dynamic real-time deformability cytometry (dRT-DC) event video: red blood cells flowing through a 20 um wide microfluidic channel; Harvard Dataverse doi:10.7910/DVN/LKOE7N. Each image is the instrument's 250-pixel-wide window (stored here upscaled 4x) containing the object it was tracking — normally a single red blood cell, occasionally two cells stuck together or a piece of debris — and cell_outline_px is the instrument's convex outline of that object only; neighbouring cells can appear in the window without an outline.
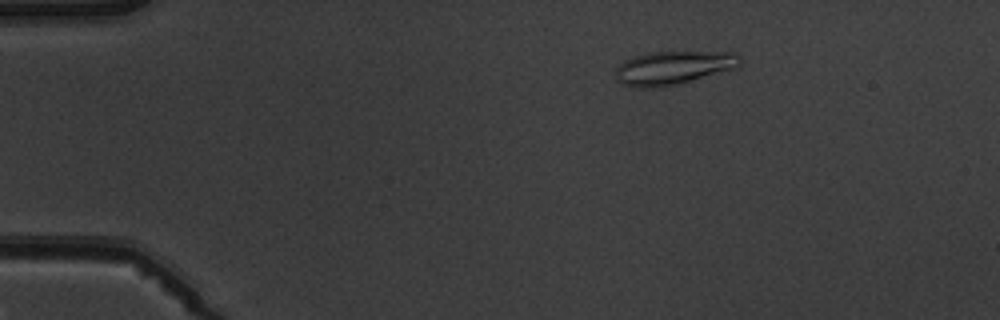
{"species": "common noctule bat (a hibernating species)", "species_latin": "Nyctalus noctula", "temperature_condition": "warm", "stored_images_in_passage": 5, "camera_frame_rate_fps": 3000, "um_per_image_px": 0.085, "animal": {"sex": "male", "body_mass_g": 19.5, "forearm_length_mm": 54.6}, "frame": {"image": 1, "passage_image": 3, "time_ms": 2.333, "image_size_px": [1000, 320], "cell_outline_px": [[744, 60], [736, 68], [692, 80], [660, 88], [632, 88], [620, 84], [616, 80], [616, 68], [624, 60], [632, 56], [648, 52], [736, 52]], "centroid_in_image_um": [57.2, 5.76], "position_along_channel_um": 27.8, "area_um2": 24.68}}